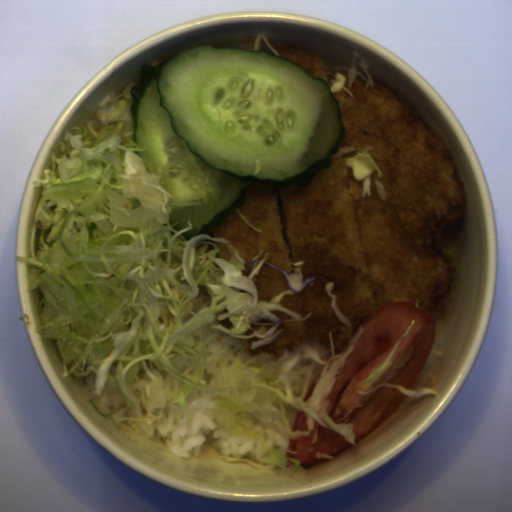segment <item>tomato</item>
Wrapping results in <instances>:
<instances>
[{"instance_id": "obj_3", "label": "tomato", "mask_w": 512, "mask_h": 512, "mask_svg": "<svg viewBox=\"0 0 512 512\" xmlns=\"http://www.w3.org/2000/svg\"><path fill=\"white\" fill-rule=\"evenodd\" d=\"M285 462H286V464H287L288 468L293 467V466H296V464L294 463V461H293V460H288V459H287V460H285Z\"/></svg>"}, {"instance_id": "obj_2", "label": "tomato", "mask_w": 512, "mask_h": 512, "mask_svg": "<svg viewBox=\"0 0 512 512\" xmlns=\"http://www.w3.org/2000/svg\"><path fill=\"white\" fill-rule=\"evenodd\" d=\"M291 430L311 432L302 436L290 434L284 456L297 459L299 465L306 470L332 459L353 445L343 435L322 426L312 414L299 409Z\"/></svg>"}, {"instance_id": "obj_1", "label": "tomato", "mask_w": 512, "mask_h": 512, "mask_svg": "<svg viewBox=\"0 0 512 512\" xmlns=\"http://www.w3.org/2000/svg\"><path fill=\"white\" fill-rule=\"evenodd\" d=\"M438 323L434 314L412 302H391L366 319L344 366L326 396L325 408L335 423H353L355 442L376 433L401 408L421 375Z\"/></svg>"}]
</instances>
